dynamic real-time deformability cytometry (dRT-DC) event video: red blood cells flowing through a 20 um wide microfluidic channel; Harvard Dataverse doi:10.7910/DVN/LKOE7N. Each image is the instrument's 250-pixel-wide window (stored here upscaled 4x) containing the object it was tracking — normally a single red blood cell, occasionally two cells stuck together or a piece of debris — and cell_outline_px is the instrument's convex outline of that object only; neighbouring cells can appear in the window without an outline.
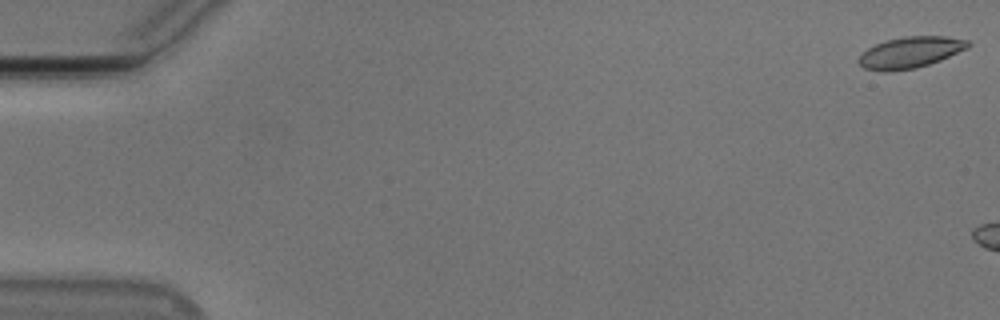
{"species": "Egyptian fruit bat (a non-hibernating species)", "species_latin": "Rousettus aegyptiacus", "temperature_condition": "cold", "stored_images_in_passage": 6, "camera_frame_rate_fps": 3000, "um_per_image_px": 0.085, "animal": {"sex": "male"}, "frame": {"image": 1, "passage_image": 1, "time_ms": 0.0, "image_size_px": [1000, 320], "cell_outline_px": [[972, 44], [968, 48], [940, 60], [916, 68], [888, 72], [884, 72], [864, 68], [856, 60], [868, 48], [876, 44], [888, 40], [904, 36], [948, 36], [968, 40]], "centroid_in_image_um": [77.39, 4.45], "position_along_channel_um": 7.6, "area_um2": 19.88}}